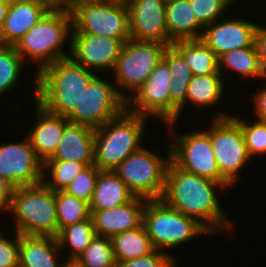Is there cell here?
Returning <instances> with one entry per match:
<instances>
[{
  "label": "cell",
  "instance_id": "obj_20",
  "mask_svg": "<svg viewBox=\"0 0 266 267\" xmlns=\"http://www.w3.org/2000/svg\"><path fill=\"white\" fill-rule=\"evenodd\" d=\"M35 124L26 134L36 156L44 163L56 151L62 138L65 125L69 122L66 117L47 111L37 101L35 104Z\"/></svg>",
  "mask_w": 266,
  "mask_h": 267
},
{
  "label": "cell",
  "instance_id": "obj_28",
  "mask_svg": "<svg viewBox=\"0 0 266 267\" xmlns=\"http://www.w3.org/2000/svg\"><path fill=\"white\" fill-rule=\"evenodd\" d=\"M172 45L183 55L193 75L220 73L218 57L201 38L180 40Z\"/></svg>",
  "mask_w": 266,
  "mask_h": 267
},
{
  "label": "cell",
  "instance_id": "obj_1",
  "mask_svg": "<svg viewBox=\"0 0 266 267\" xmlns=\"http://www.w3.org/2000/svg\"><path fill=\"white\" fill-rule=\"evenodd\" d=\"M222 184L178 168L172 161L166 170L165 187L161 199L180 213L194 218L210 233H229L231 220L223 212L217 189Z\"/></svg>",
  "mask_w": 266,
  "mask_h": 267
},
{
  "label": "cell",
  "instance_id": "obj_9",
  "mask_svg": "<svg viewBox=\"0 0 266 267\" xmlns=\"http://www.w3.org/2000/svg\"><path fill=\"white\" fill-rule=\"evenodd\" d=\"M72 34H95L111 38H131L129 11L124 0H86L70 8Z\"/></svg>",
  "mask_w": 266,
  "mask_h": 267
},
{
  "label": "cell",
  "instance_id": "obj_46",
  "mask_svg": "<svg viewBox=\"0 0 266 267\" xmlns=\"http://www.w3.org/2000/svg\"><path fill=\"white\" fill-rule=\"evenodd\" d=\"M62 267H83L75 260H65Z\"/></svg>",
  "mask_w": 266,
  "mask_h": 267
},
{
  "label": "cell",
  "instance_id": "obj_16",
  "mask_svg": "<svg viewBox=\"0 0 266 267\" xmlns=\"http://www.w3.org/2000/svg\"><path fill=\"white\" fill-rule=\"evenodd\" d=\"M129 11V33L138 41L170 46L166 24V0H125Z\"/></svg>",
  "mask_w": 266,
  "mask_h": 267
},
{
  "label": "cell",
  "instance_id": "obj_18",
  "mask_svg": "<svg viewBox=\"0 0 266 267\" xmlns=\"http://www.w3.org/2000/svg\"><path fill=\"white\" fill-rule=\"evenodd\" d=\"M147 200L134 196L129 202L111 209L90 210L96 235L111 238L141 226Z\"/></svg>",
  "mask_w": 266,
  "mask_h": 267
},
{
  "label": "cell",
  "instance_id": "obj_4",
  "mask_svg": "<svg viewBox=\"0 0 266 267\" xmlns=\"http://www.w3.org/2000/svg\"><path fill=\"white\" fill-rule=\"evenodd\" d=\"M147 117L127 109L107 121L94 134V165L100 170H114L142 145Z\"/></svg>",
  "mask_w": 266,
  "mask_h": 267
},
{
  "label": "cell",
  "instance_id": "obj_17",
  "mask_svg": "<svg viewBox=\"0 0 266 267\" xmlns=\"http://www.w3.org/2000/svg\"><path fill=\"white\" fill-rule=\"evenodd\" d=\"M247 20L222 17L204 27L201 39L218 58L228 51L251 47L255 43L258 23Z\"/></svg>",
  "mask_w": 266,
  "mask_h": 267
},
{
  "label": "cell",
  "instance_id": "obj_21",
  "mask_svg": "<svg viewBox=\"0 0 266 267\" xmlns=\"http://www.w3.org/2000/svg\"><path fill=\"white\" fill-rule=\"evenodd\" d=\"M95 129L68 122L54 154L46 161H77L86 166L94 164Z\"/></svg>",
  "mask_w": 266,
  "mask_h": 267
},
{
  "label": "cell",
  "instance_id": "obj_42",
  "mask_svg": "<svg viewBox=\"0 0 266 267\" xmlns=\"http://www.w3.org/2000/svg\"><path fill=\"white\" fill-rule=\"evenodd\" d=\"M10 0H0V35L3 28L4 20L7 16Z\"/></svg>",
  "mask_w": 266,
  "mask_h": 267
},
{
  "label": "cell",
  "instance_id": "obj_12",
  "mask_svg": "<svg viewBox=\"0 0 266 267\" xmlns=\"http://www.w3.org/2000/svg\"><path fill=\"white\" fill-rule=\"evenodd\" d=\"M126 109L127 101L120 95L114 82H107L96 75L84 90L80 104L67 119L97 129Z\"/></svg>",
  "mask_w": 266,
  "mask_h": 267
},
{
  "label": "cell",
  "instance_id": "obj_35",
  "mask_svg": "<svg viewBox=\"0 0 266 267\" xmlns=\"http://www.w3.org/2000/svg\"><path fill=\"white\" fill-rule=\"evenodd\" d=\"M231 117L240 125L246 143V148L251 158L255 155H266V122L255 119L242 120L240 117Z\"/></svg>",
  "mask_w": 266,
  "mask_h": 267
},
{
  "label": "cell",
  "instance_id": "obj_36",
  "mask_svg": "<svg viewBox=\"0 0 266 267\" xmlns=\"http://www.w3.org/2000/svg\"><path fill=\"white\" fill-rule=\"evenodd\" d=\"M99 171L94 164L87 166L62 191L90 204Z\"/></svg>",
  "mask_w": 266,
  "mask_h": 267
},
{
  "label": "cell",
  "instance_id": "obj_31",
  "mask_svg": "<svg viewBox=\"0 0 266 267\" xmlns=\"http://www.w3.org/2000/svg\"><path fill=\"white\" fill-rule=\"evenodd\" d=\"M58 233L68 225L82 222L91 216L89 204L62 190L55 191Z\"/></svg>",
  "mask_w": 266,
  "mask_h": 267
},
{
  "label": "cell",
  "instance_id": "obj_40",
  "mask_svg": "<svg viewBox=\"0 0 266 267\" xmlns=\"http://www.w3.org/2000/svg\"><path fill=\"white\" fill-rule=\"evenodd\" d=\"M255 46L258 52L260 66L266 75V27L258 24L255 32Z\"/></svg>",
  "mask_w": 266,
  "mask_h": 267
},
{
  "label": "cell",
  "instance_id": "obj_37",
  "mask_svg": "<svg viewBox=\"0 0 266 267\" xmlns=\"http://www.w3.org/2000/svg\"><path fill=\"white\" fill-rule=\"evenodd\" d=\"M236 0H189L198 22L206 27L224 16ZM230 6V7H229Z\"/></svg>",
  "mask_w": 266,
  "mask_h": 267
},
{
  "label": "cell",
  "instance_id": "obj_24",
  "mask_svg": "<svg viewBox=\"0 0 266 267\" xmlns=\"http://www.w3.org/2000/svg\"><path fill=\"white\" fill-rule=\"evenodd\" d=\"M166 24L170 45L180 40L200 39L204 29L189 0H166Z\"/></svg>",
  "mask_w": 266,
  "mask_h": 267
},
{
  "label": "cell",
  "instance_id": "obj_38",
  "mask_svg": "<svg viewBox=\"0 0 266 267\" xmlns=\"http://www.w3.org/2000/svg\"><path fill=\"white\" fill-rule=\"evenodd\" d=\"M169 253L155 249L146 256L117 262L116 267H176L173 255Z\"/></svg>",
  "mask_w": 266,
  "mask_h": 267
},
{
  "label": "cell",
  "instance_id": "obj_6",
  "mask_svg": "<svg viewBox=\"0 0 266 267\" xmlns=\"http://www.w3.org/2000/svg\"><path fill=\"white\" fill-rule=\"evenodd\" d=\"M142 224L154 249L161 251L179 247L194 237L211 235L197 220L170 207L161 198L146 201Z\"/></svg>",
  "mask_w": 266,
  "mask_h": 267
},
{
  "label": "cell",
  "instance_id": "obj_29",
  "mask_svg": "<svg viewBox=\"0 0 266 267\" xmlns=\"http://www.w3.org/2000/svg\"><path fill=\"white\" fill-rule=\"evenodd\" d=\"M219 72L233 71L242 78H259L266 80V75L260 66L258 52L255 43L251 47H243L228 51L218 58ZM225 66V67H224ZM224 67V68H223Z\"/></svg>",
  "mask_w": 266,
  "mask_h": 267
},
{
  "label": "cell",
  "instance_id": "obj_19",
  "mask_svg": "<svg viewBox=\"0 0 266 267\" xmlns=\"http://www.w3.org/2000/svg\"><path fill=\"white\" fill-rule=\"evenodd\" d=\"M51 7L44 0H10L0 45L15 46Z\"/></svg>",
  "mask_w": 266,
  "mask_h": 267
},
{
  "label": "cell",
  "instance_id": "obj_10",
  "mask_svg": "<svg viewBox=\"0 0 266 267\" xmlns=\"http://www.w3.org/2000/svg\"><path fill=\"white\" fill-rule=\"evenodd\" d=\"M167 149L166 158L142 146L113 171L135 196L160 199L165 187L166 170L171 161L170 145Z\"/></svg>",
  "mask_w": 266,
  "mask_h": 267
},
{
  "label": "cell",
  "instance_id": "obj_33",
  "mask_svg": "<svg viewBox=\"0 0 266 267\" xmlns=\"http://www.w3.org/2000/svg\"><path fill=\"white\" fill-rule=\"evenodd\" d=\"M86 167L84 163L77 161H45L43 163V182L53 191L63 190ZM46 171L50 174H46Z\"/></svg>",
  "mask_w": 266,
  "mask_h": 267
},
{
  "label": "cell",
  "instance_id": "obj_27",
  "mask_svg": "<svg viewBox=\"0 0 266 267\" xmlns=\"http://www.w3.org/2000/svg\"><path fill=\"white\" fill-rule=\"evenodd\" d=\"M110 239L115 263L143 257L155 250L143 224Z\"/></svg>",
  "mask_w": 266,
  "mask_h": 267
},
{
  "label": "cell",
  "instance_id": "obj_44",
  "mask_svg": "<svg viewBox=\"0 0 266 267\" xmlns=\"http://www.w3.org/2000/svg\"><path fill=\"white\" fill-rule=\"evenodd\" d=\"M14 187L0 175V193H13Z\"/></svg>",
  "mask_w": 266,
  "mask_h": 267
},
{
  "label": "cell",
  "instance_id": "obj_15",
  "mask_svg": "<svg viewBox=\"0 0 266 267\" xmlns=\"http://www.w3.org/2000/svg\"><path fill=\"white\" fill-rule=\"evenodd\" d=\"M128 39L95 34H72L70 57L87 70L112 72L123 43Z\"/></svg>",
  "mask_w": 266,
  "mask_h": 267
},
{
  "label": "cell",
  "instance_id": "obj_13",
  "mask_svg": "<svg viewBox=\"0 0 266 267\" xmlns=\"http://www.w3.org/2000/svg\"><path fill=\"white\" fill-rule=\"evenodd\" d=\"M170 88L169 67L162 59L144 84L127 100V110L147 118L158 117L165 125L169 124Z\"/></svg>",
  "mask_w": 266,
  "mask_h": 267
},
{
  "label": "cell",
  "instance_id": "obj_47",
  "mask_svg": "<svg viewBox=\"0 0 266 267\" xmlns=\"http://www.w3.org/2000/svg\"><path fill=\"white\" fill-rule=\"evenodd\" d=\"M80 1H86V0H68V9H70L74 4Z\"/></svg>",
  "mask_w": 266,
  "mask_h": 267
},
{
  "label": "cell",
  "instance_id": "obj_30",
  "mask_svg": "<svg viewBox=\"0 0 266 267\" xmlns=\"http://www.w3.org/2000/svg\"><path fill=\"white\" fill-rule=\"evenodd\" d=\"M96 235L94 230V224L91 216L79 223L71 224L61 229L57 235L59 248L64 250L66 248L69 251L65 254V260H75L81 255L91 240ZM68 245V246H67Z\"/></svg>",
  "mask_w": 266,
  "mask_h": 267
},
{
  "label": "cell",
  "instance_id": "obj_14",
  "mask_svg": "<svg viewBox=\"0 0 266 267\" xmlns=\"http://www.w3.org/2000/svg\"><path fill=\"white\" fill-rule=\"evenodd\" d=\"M24 138L0 145V175L14 188L43 182V162Z\"/></svg>",
  "mask_w": 266,
  "mask_h": 267
},
{
  "label": "cell",
  "instance_id": "obj_32",
  "mask_svg": "<svg viewBox=\"0 0 266 267\" xmlns=\"http://www.w3.org/2000/svg\"><path fill=\"white\" fill-rule=\"evenodd\" d=\"M24 63L15 46L0 45V96L18 85Z\"/></svg>",
  "mask_w": 266,
  "mask_h": 267
},
{
  "label": "cell",
  "instance_id": "obj_5",
  "mask_svg": "<svg viewBox=\"0 0 266 267\" xmlns=\"http://www.w3.org/2000/svg\"><path fill=\"white\" fill-rule=\"evenodd\" d=\"M14 230L22 235H58L55 191L44 182L14 188L10 200Z\"/></svg>",
  "mask_w": 266,
  "mask_h": 267
},
{
  "label": "cell",
  "instance_id": "obj_41",
  "mask_svg": "<svg viewBox=\"0 0 266 267\" xmlns=\"http://www.w3.org/2000/svg\"><path fill=\"white\" fill-rule=\"evenodd\" d=\"M264 85L255 92L256 94H252L254 108L251 110L254 109V116L257 117V120L266 122V83Z\"/></svg>",
  "mask_w": 266,
  "mask_h": 267
},
{
  "label": "cell",
  "instance_id": "obj_22",
  "mask_svg": "<svg viewBox=\"0 0 266 267\" xmlns=\"http://www.w3.org/2000/svg\"><path fill=\"white\" fill-rule=\"evenodd\" d=\"M59 253L56 237L20 234L19 267H62L65 259Z\"/></svg>",
  "mask_w": 266,
  "mask_h": 267
},
{
  "label": "cell",
  "instance_id": "obj_43",
  "mask_svg": "<svg viewBox=\"0 0 266 267\" xmlns=\"http://www.w3.org/2000/svg\"><path fill=\"white\" fill-rule=\"evenodd\" d=\"M13 193H0V212L10 211V200Z\"/></svg>",
  "mask_w": 266,
  "mask_h": 267
},
{
  "label": "cell",
  "instance_id": "obj_26",
  "mask_svg": "<svg viewBox=\"0 0 266 267\" xmlns=\"http://www.w3.org/2000/svg\"><path fill=\"white\" fill-rule=\"evenodd\" d=\"M223 78L221 73L192 75L185 96V105L188 101L194 108L203 112L206 107L210 109V106L220 104L226 88Z\"/></svg>",
  "mask_w": 266,
  "mask_h": 267
},
{
  "label": "cell",
  "instance_id": "obj_25",
  "mask_svg": "<svg viewBox=\"0 0 266 267\" xmlns=\"http://www.w3.org/2000/svg\"><path fill=\"white\" fill-rule=\"evenodd\" d=\"M135 195L113 170H100L89 210H105L129 202Z\"/></svg>",
  "mask_w": 266,
  "mask_h": 267
},
{
  "label": "cell",
  "instance_id": "obj_8",
  "mask_svg": "<svg viewBox=\"0 0 266 267\" xmlns=\"http://www.w3.org/2000/svg\"><path fill=\"white\" fill-rule=\"evenodd\" d=\"M177 121L167 124L171 144V161L180 169L213 180L225 188L233 187L220 173L206 130L174 134ZM173 128V129H172ZM171 132V133H170Z\"/></svg>",
  "mask_w": 266,
  "mask_h": 267
},
{
  "label": "cell",
  "instance_id": "obj_3",
  "mask_svg": "<svg viewBox=\"0 0 266 267\" xmlns=\"http://www.w3.org/2000/svg\"><path fill=\"white\" fill-rule=\"evenodd\" d=\"M73 19L67 7H51L42 18L16 43L23 61L38 65L36 73L58 59L70 56ZM69 38V39H68ZM69 42V52L64 46Z\"/></svg>",
  "mask_w": 266,
  "mask_h": 267
},
{
  "label": "cell",
  "instance_id": "obj_23",
  "mask_svg": "<svg viewBox=\"0 0 266 267\" xmlns=\"http://www.w3.org/2000/svg\"><path fill=\"white\" fill-rule=\"evenodd\" d=\"M163 60L168 64L171 76L170 94V123L180 120L185 107V96L192 78L191 68L183 55L173 46H167Z\"/></svg>",
  "mask_w": 266,
  "mask_h": 267
},
{
  "label": "cell",
  "instance_id": "obj_2",
  "mask_svg": "<svg viewBox=\"0 0 266 267\" xmlns=\"http://www.w3.org/2000/svg\"><path fill=\"white\" fill-rule=\"evenodd\" d=\"M35 76V100L47 111L68 118L96 73L69 56L45 66Z\"/></svg>",
  "mask_w": 266,
  "mask_h": 267
},
{
  "label": "cell",
  "instance_id": "obj_11",
  "mask_svg": "<svg viewBox=\"0 0 266 267\" xmlns=\"http://www.w3.org/2000/svg\"><path fill=\"white\" fill-rule=\"evenodd\" d=\"M214 116L206 131L210 135L220 173L233 186L242 167L252 158L246 148L242 129L231 115L219 112Z\"/></svg>",
  "mask_w": 266,
  "mask_h": 267
},
{
  "label": "cell",
  "instance_id": "obj_39",
  "mask_svg": "<svg viewBox=\"0 0 266 267\" xmlns=\"http://www.w3.org/2000/svg\"><path fill=\"white\" fill-rule=\"evenodd\" d=\"M1 234L0 231V267H19L20 234L15 231L12 240Z\"/></svg>",
  "mask_w": 266,
  "mask_h": 267
},
{
  "label": "cell",
  "instance_id": "obj_7",
  "mask_svg": "<svg viewBox=\"0 0 266 267\" xmlns=\"http://www.w3.org/2000/svg\"><path fill=\"white\" fill-rule=\"evenodd\" d=\"M167 46L155 41H138L132 38L123 43L112 73L117 90L126 101L144 84L163 59Z\"/></svg>",
  "mask_w": 266,
  "mask_h": 267
},
{
  "label": "cell",
  "instance_id": "obj_34",
  "mask_svg": "<svg viewBox=\"0 0 266 267\" xmlns=\"http://www.w3.org/2000/svg\"><path fill=\"white\" fill-rule=\"evenodd\" d=\"M75 261L83 267H116L111 239L95 235Z\"/></svg>",
  "mask_w": 266,
  "mask_h": 267
},
{
  "label": "cell",
  "instance_id": "obj_45",
  "mask_svg": "<svg viewBox=\"0 0 266 267\" xmlns=\"http://www.w3.org/2000/svg\"><path fill=\"white\" fill-rule=\"evenodd\" d=\"M48 2L52 7H67L68 8V0H44Z\"/></svg>",
  "mask_w": 266,
  "mask_h": 267
}]
</instances>
